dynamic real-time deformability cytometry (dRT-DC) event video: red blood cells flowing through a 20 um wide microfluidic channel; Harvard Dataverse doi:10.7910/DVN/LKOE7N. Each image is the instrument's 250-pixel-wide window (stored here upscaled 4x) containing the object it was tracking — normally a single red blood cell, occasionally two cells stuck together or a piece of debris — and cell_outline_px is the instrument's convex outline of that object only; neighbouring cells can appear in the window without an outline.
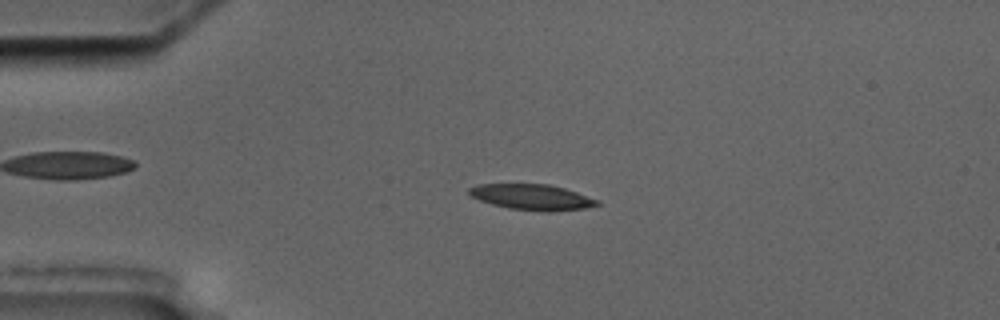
{"species": "common noctule bat (a hibernating species)", "species_latin": "Nyctalus noctula", "temperature_condition": "cold", "stored_images_in_passage": 4, "camera_frame_rate_fps": 3000, "um_per_image_px": 0.085, "animal": {"sex": "male", "body_mass_g": 17.5, "forearm_length_mm": 52.3}, "frame": {"image": 1, "passage_image": 3, "time_ms": 2.333, "image_size_px": [1000, 320], "cell_outline_px": [[600, 204], [584, 208], [548, 212], [508, 208], [492, 204], [468, 196], [468, 188], [476, 184], [548, 184], [564, 188], [600, 200]], "centroid_in_image_um": [45.18, 16.75], "position_along_channel_um": 39.8, "area_um2": 19.19}}